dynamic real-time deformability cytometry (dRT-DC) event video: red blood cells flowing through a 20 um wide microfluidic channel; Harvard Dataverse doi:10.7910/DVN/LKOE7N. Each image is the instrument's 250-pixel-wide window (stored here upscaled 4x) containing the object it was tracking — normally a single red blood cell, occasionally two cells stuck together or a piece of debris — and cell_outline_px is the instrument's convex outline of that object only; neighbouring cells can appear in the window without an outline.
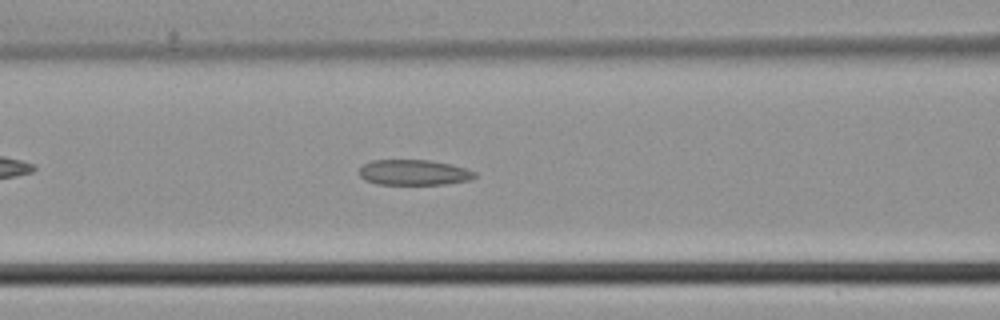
{"species": "common noctule bat (a hibernating species)", "species_latin": "Nyctalus noctula", "temperature_condition": "cold", "stored_images_in_passage": 31, "camera_frame_rate_fps": 3000, "um_per_image_px": 0.085, "animal": {"sex": "male", "body_mass_g": 21.5, "forearm_length_mm": 52.0}, "frame": {"image": 1, "passage_image": 9, "time_ms": 2.667, "image_size_px": [1000, 320], "cell_outline_px": [[476, 176], [468, 180], [444, 184], [376, 184], [364, 180], [360, 176], [360, 168], [364, 164], [372, 160], [428, 160], [452, 164], [476, 172]], "centroid_in_image_um": [35.16, 14.65], "position_along_channel_um": 131.4, "area_um2": 17.05}}
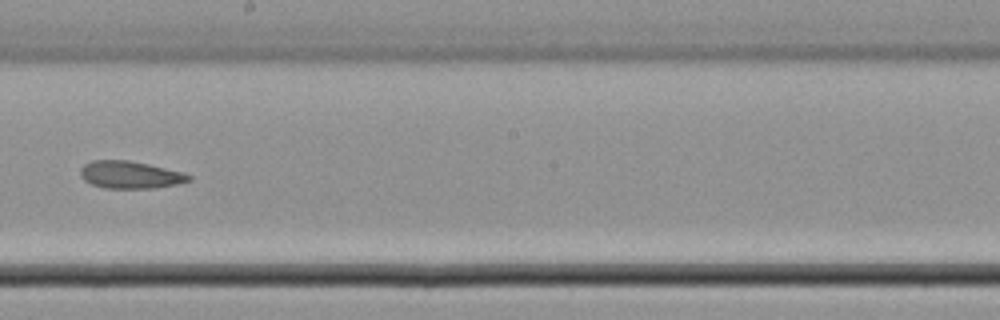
{"frame": {"image": 2, "passage_image": 16, "time_ms": 5.0, "image_size_px": [1000, 320], "cell_outline_px": [[192, 180], [176, 184], [152, 188], [104, 188], [92, 184], [84, 180], [80, 176], [80, 168], [84, 164], [92, 160], [128, 160], [148, 164], [180, 172], [192, 176]], "centroid_in_image_um": [11.02, 14.85], "position_along_channel_um": 237.2, "area_um2": 17.17}}
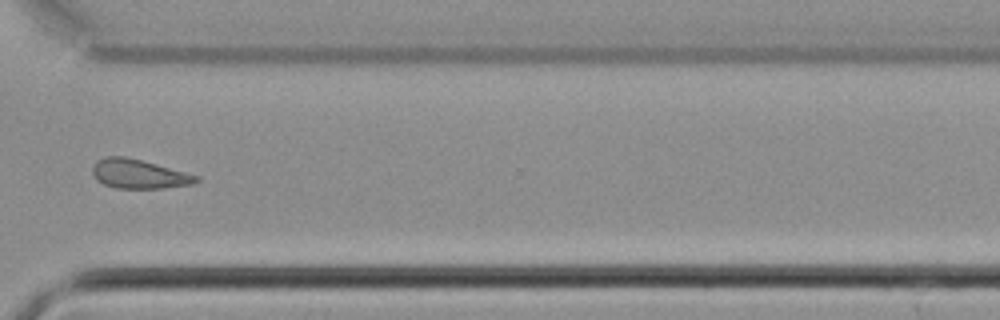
{"frame": {"image": 3, "passage_image": 24, "time_ms": 7.667, "image_size_px": [1000, 320], "cell_outline_px": [[200, 180], [192, 184], [164, 188], [116, 188], [104, 184], [96, 180], [92, 172], [92, 168], [96, 160], [104, 156], [124, 156], [140, 160], [200, 176]], "centroid_in_image_um": [11.78, 14.79], "position_along_channel_um": 358.8, "area_um2": 17.57}}